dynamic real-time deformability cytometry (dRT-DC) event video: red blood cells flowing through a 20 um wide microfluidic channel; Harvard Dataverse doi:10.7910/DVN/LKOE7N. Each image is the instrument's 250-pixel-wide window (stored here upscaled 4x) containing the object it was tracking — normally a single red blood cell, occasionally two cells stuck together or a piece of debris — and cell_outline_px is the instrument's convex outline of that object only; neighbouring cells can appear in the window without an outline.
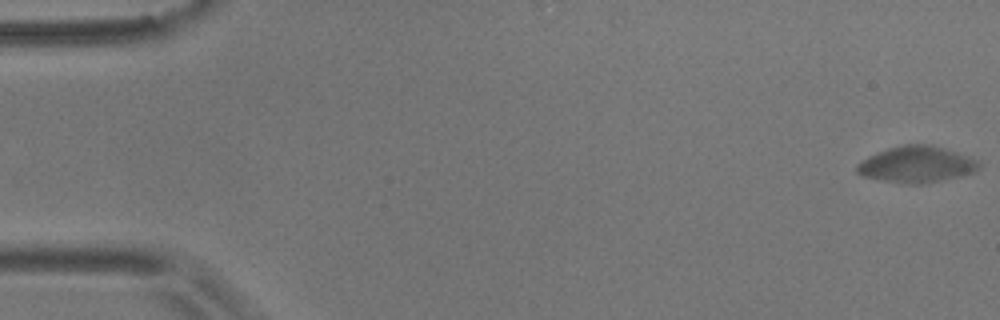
{"species": "common noctule bat (a hibernating species)", "species_latin": "Nyctalus noctula", "temperature_condition": "room temperature", "stored_images_in_passage": 87, "camera_frame_rate_fps": 3000, "um_per_image_px": 0.085, "animal": {"sex": "male", "body_mass_g": 17.9}, "frame": {"image": 1, "passage_image": 1, "time_ms": 0.0, "image_size_px": [1000, 320], "cell_outline_px": [[980, 168], [972, 172], [960, 176], [920, 184], [904, 184], [864, 176], [856, 172], [856, 164], [868, 156], [888, 148], [904, 144], [932, 144], [956, 152], [976, 160], [980, 164]], "centroid_in_image_um": [77.88, 13.97], "position_along_channel_um": 7.1, "area_um2": 25.55}}
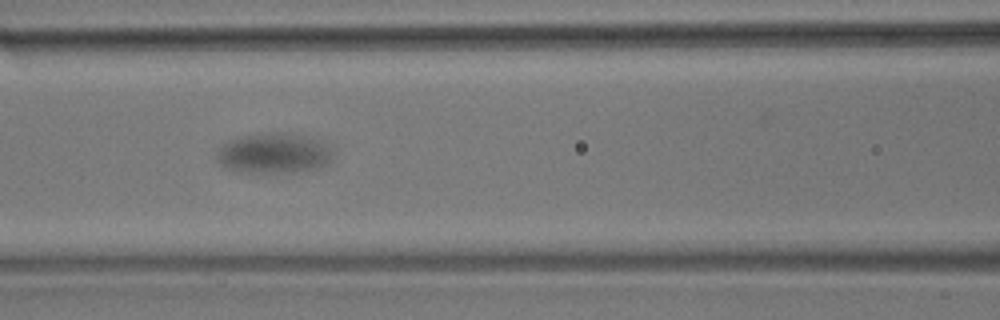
{"frame": {"image": 2, "passage_image": 36, "time_ms": 11.667, "image_size_px": [1000, 320], "cell_outline_px": [[332, 160], [328, 164], [320, 168], [296, 172], [248, 172], [224, 168], [216, 160], [216, 156], [220, 148], [228, 140], [240, 136], [264, 132], [280, 132], [324, 136], [332, 152]], "centroid_in_image_um": [23.38, 12.98], "position_along_channel_um": 143.2, "area_um2": 28.26}}
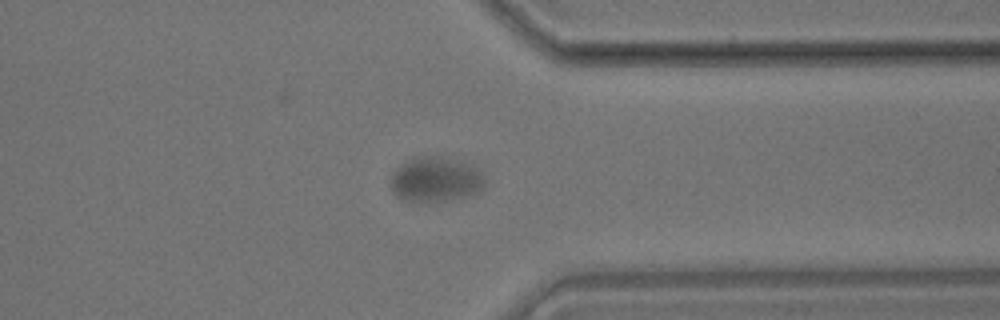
{"frame": {"image": 3, "passage_image": 68, "time_ms": 22.333, "image_size_px": [1000, 320], "cell_outline_px": [[484, 188], [480, 192], [464, 196], [424, 204], [420, 204], [400, 200], [392, 192], [388, 184], [388, 180], [392, 172], [400, 164], [408, 160], [420, 156], [436, 156], [472, 164], [484, 176]], "centroid_in_image_um": [36.94, 15.29], "position_along_channel_um": 374.5, "area_um2": 25.32}, "authors_computed_cell_mechanics": {"area_um2": 25.721, "velocity_mm_per_s": 2.2038, "shape_relaxation_time_tau1_ms": 2.2066, "shape_relaxation_time_tau2_ms": null, "deformation_change_tau1": 0.1088, "deformation_change_tau2": null}}